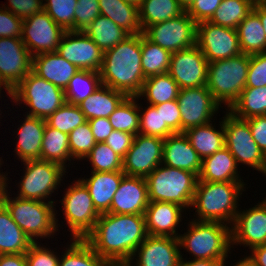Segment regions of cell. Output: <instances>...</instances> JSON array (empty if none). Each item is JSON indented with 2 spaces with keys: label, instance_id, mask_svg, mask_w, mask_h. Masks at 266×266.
Returning <instances> with one entry per match:
<instances>
[{
  "label": "cell",
  "instance_id": "obj_1",
  "mask_svg": "<svg viewBox=\"0 0 266 266\" xmlns=\"http://www.w3.org/2000/svg\"><path fill=\"white\" fill-rule=\"evenodd\" d=\"M147 236L144 215L103 213L84 240L111 266H125Z\"/></svg>",
  "mask_w": 266,
  "mask_h": 266
},
{
  "label": "cell",
  "instance_id": "obj_2",
  "mask_svg": "<svg viewBox=\"0 0 266 266\" xmlns=\"http://www.w3.org/2000/svg\"><path fill=\"white\" fill-rule=\"evenodd\" d=\"M141 34L130 35L123 42L104 52L99 71L102 85L136 97L143 86Z\"/></svg>",
  "mask_w": 266,
  "mask_h": 266
},
{
  "label": "cell",
  "instance_id": "obj_3",
  "mask_svg": "<svg viewBox=\"0 0 266 266\" xmlns=\"http://www.w3.org/2000/svg\"><path fill=\"white\" fill-rule=\"evenodd\" d=\"M8 173L11 172H7V170L3 172L0 202L7 208L14 222L32 242H39L40 239L43 242V239L47 241V239L54 238L55 235L59 234L60 228L63 226L58 223L57 203L23 199L17 196L12 197V190H10L11 187L9 186L12 178H10Z\"/></svg>",
  "mask_w": 266,
  "mask_h": 266
},
{
  "label": "cell",
  "instance_id": "obj_4",
  "mask_svg": "<svg viewBox=\"0 0 266 266\" xmlns=\"http://www.w3.org/2000/svg\"><path fill=\"white\" fill-rule=\"evenodd\" d=\"M245 182L197 181L193 203V219L220 222L231 226L240 206V198L246 191Z\"/></svg>",
  "mask_w": 266,
  "mask_h": 266
},
{
  "label": "cell",
  "instance_id": "obj_5",
  "mask_svg": "<svg viewBox=\"0 0 266 266\" xmlns=\"http://www.w3.org/2000/svg\"><path fill=\"white\" fill-rule=\"evenodd\" d=\"M187 218L184 233L179 234L180 251L194 260H223L232 254L231 226L220 222L196 221ZM194 257V258H193Z\"/></svg>",
  "mask_w": 266,
  "mask_h": 266
},
{
  "label": "cell",
  "instance_id": "obj_6",
  "mask_svg": "<svg viewBox=\"0 0 266 266\" xmlns=\"http://www.w3.org/2000/svg\"><path fill=\"white\" fill-rule=\"evenodd\" d=\"M249 62L250 55L243 53L208 62L206 87L222 109L229 110L245 88Z\"/></svg>",
  "mask_w": 266,
  "mask_h": 266
},
{
  "label": "cell",
  "instance_id": "obj_7",
  "mask_svg": "<svg viewBox=\"0 0 266 266\" xmlns=\"http://www.w3.org/2000/svg\"><path fill=\"white\" fill-rule=\"evenodd\" d=\"M145 179L150 202H172L191 211L198 181L194 173L160 164Z\"/></svg>",
  "mask_w": 266,
  "mask_h": 266
},
{
  "label": "cell",
  "instance_id": "obj_8",
  "mask_svg": "<svg viewBox=\"0 0 266 266\" xmlns=\"http://www.w3.org/2000/svg\"><path fill=\"white\" fill-rule=\"evenodd\" d=\"M10 99L12 105H25L22 107H25V111L27 109L24 114L44 120L66 102L63 89L40 78L32 71L13 89Z\"/></svg>",
  "mask_w": 266,
  "mask_h": 266
},
{
  "label": "cell",
  "instance_id": "obj_9",
  "mask_svg": "<svg viewBox=\"0 0 266 266\" xmlns=\"http://www.w3.org/2000/svg\"><path fill=\"white\" fill-rule=\"evenodd\" d=\"M21 163L24 165L23 175L20 176L21 180L19 179L18 184L16 183L18 194L15 192L12 194L23 199L59 204L57 199L55 201L51 197L52 194L59 191L60 187H63L62 181H65L67 170L57 163L41 159L27 160Z\"/></svg>",
  "mask_w": 266,
  "mask_h": 266
},
{
  "label": "cell",
  "instance_id": "obj_10",
  "mask_svg": "<svg viewBox=\"0 0 266 266\" xmlns=\"http://www.w3.org/2000/svg\"><path fill=\"white\" fill-rule=\"evenodd\" d=\"M73 181L68 187L63 181L64 195L58 202L62 206L67 231L71 232L70 239H84L93 230L101 214L96 210L86 186L77 178Z\"/></svg>",
  "mask_w": 266,
  "mask_h": 266
},
{
  "label": "cell",
  "instance_id": "obj_11",
  "mask_svg": "<svg viewBox=\"0 0 266 266\" xmlns=\"http://www.w3.org/2000/svg\"><path fill=\"white\" fill-rule=\"evenodd\" d=\"M223 128L225 147L236 159L237 165H246L263 173L266 166V155L254 141L246 120L235 117L228 110L223 111Z\"/></svg>",
  "mask_w": 266,
  "mask_h": 266
},
{
  "label": "cell",
  "instance_id": "obj_12",
  "mask_svg": "<svg viewBox=\"0 0 266 266\" xmlns=\"http://www.w3.org/2000/svg\"><path fill=\"white\" fill-rule=\"evenodd\" d=\"M143 35L174 53L196 45L197 23L185 11L176 18L148 26Z\"/></svg>",
  "mask_w": 266,
  "mask_h": 266
},
{
  "label": "cell",
  "instance_id": "obj_13",
  "mask_svg": "<svg viewBox=\"0 0 266 266\" xmlns=\"http://www.w3.org/2000/svg\"><path fill=\"white\" fill-rule=\"evenodd\" d=\"M177 101L181 112V133L217 121L215 118L222 108L206 86L180 89Z\"/></svg>",
  "mask_w": 266,
  "mask_h": 266
},
{
  "label": "cell",
  "instance_id": "obj_14",
  "mask_svg": "<svg viewBox=\"0 0 266 266\" xmlns=\"http://www.w3.org/2000/svg\"><path fill=\"white\" fill-rule=\"evenodd\" d=\"M196 45L208 62L228 59L242 53L236 29L209 21L197 23Z\"/></svg>",
  "mask_w": 266,
  "mask_h": 266
},
{
  "label": "cell",
  "instance_id": "obj_15",
  "mask_svg": "<svg viewBox=\"0 0 266 266\" xmlns=\"http://www.w3.org/2000/svg\"><path fill=\"white\" fill-rule=\"evenodd\" d=\"M164 139L137 134L131 148L122 161V171L126 176L146 178L161 163Z\"/></svg>",
  "mask_w": 266,
  "mask_h": 266
},
{
  "label": "cell",
  "instance_id": "obj_16",
  "mask_svg": "<svg viewBox=\"0 0 266 266\" xmlns=\"http://www.w3.org/2000/svg\"><path fill=\"white\" fill-rule=\"evenodd\" d=\"M66 31L43 10L23 20L22 41L32 56L56 52Z\"/></svg>",
  "mask_w": 266,
  "mask_h": 266
},
{
  "label": "cell",
  "instance_id": "obj_17",
  "mask_svg": "<svg viewBox=\"0 0 266 266\" xmlns=\"http://www.w3.org/2000/svg\"><path fill=\"white\" fill-rule=\"evenodd\" d=\"M231 235L233 250L238 245L251 250L266 244V202L261 200L248 209L239 208L231 225Z\"/></svg>",
  "mask_w": 266,
  "mask_h": 266
},
{
  "label": "cell",
  "instance_id": "obj_18",
  "mask_svg": "<svg viewBox=\"0 0 266 266\" xmlns=\"http://www.w3.org/2000/svg\"><path fill=\"white\" fill-rule=\"evenodd\" d=\"M32 58L21 38H0V80L11 92L32 71Z\"/></svg>",
  "mask_w": 266,
  "mask_h": 266
},
{
  "label": "cell",
  "instance_id": "obj_19",
  "mask_svg": "<svg viewBox=\"0 0 266 266\" xmlns=\"http://www.w3.org/2000/svg\"><path fill=\"white\" fill-rule=\"evenodd\" d=\"M179 88L206 86L208 61L197 45L174 52L167 72Z\"/></svg>",
  "mask_w": 266,
  "mask_h": 266
},
{
  "label": "cell",
  "instance_id": "obj_20",
  "mask_svg": "<svg viewBox=\"0 0 266 266\" xmlns=\"http://www.w3.org/2000/svg\"><path fill=\"white\" fill-rule=\"evenodd\" d=\"M79 70L99 72L104 52L84 31H66L56 51Z\"/></svg>",
  "mask_w": 266,
  "mask_h": 266
},
{
  "label": "cell",
  "instance_id": "obj_21",
  "mask_svg": "<svg viewBox=\"0 0 266 266\" xmlns=\"http://www.w3.org/2000/svg\"><path fill=\"white\" fill-rule=\"evenodd\" d=\"M180 259L178 238L148 235L125 266H178Z\"/></svg>",
  "mask_w": 266,
  "mask_h": 266
},
{
  "label": "cell",
  "instance_id": "obj_22",
  "mask_svg": "<svg viewBox=\"0 0 266 266\" xmlns=\"http://www.w3.org/2000/svg\"><path fill=\"white\" fill-rule=\"evenodd\" d=\"M186 209L172 202H149L144 213L146 230L151 236L178 238ZM179 227V230H178ZM179 232V233H178Z\"/></svg>",
  "mask_w": 266,
  "mask_h": 266
},
{
  "label": "cell",
  "instance_id": "obj_23",
  "mask_svg": "<svg viewBox=\"0 0 266 266\" xmlns=\"http://www.w3.org/2000/svg\"><path fill=\"white\" fill-rule=\"evenodd\" d=\"M149 202L146 179L125 175L107 213L144 215Z\"/></svg>",
  "mask_w": 266,
  "mask_h": 266
},
{
  "label": "cell",
  "instance_id": "obj_24",
  "mask_svg": "<svg viewBox=\"0 0 266 266\" xmlns=\"http://www.w3.org/2000/svg\"><path fill=\"white\" fill-rule=\"evenodd\" d=\"M23 120H19L17 130L12 131L15 136L14 153L21 162L27 160L41 159V147L44 137L46 120L24 115Z\"/></svg>",
  "mask_w": 266,
  "mask_h": 266
},
{
  "label": "cell",
  "instance_id": "obj_25",
  "mask_svg": "<svg viewBox=\"0 0 266 266\" xmlns=\"http://www.w3.org/2000/svg\"><path fill=\"white\" fill-rule=\"evenodd\" d=\"M161 164L192 172L198 177L202 159L184 133H175L164 139Z\"/></svg>",
  "mask_w": 266,
  "mask_h": 266
},
{
  "label": "cell",
  "instance_id": "obj_26",
  "mask_svg": "<svg viewBox=\"0 0 266 266\" xmlns=\"http://www.w3.org/2000/svg\"><path fill=\"white\" fill-rule=\"evenodd\" d=\"M79 69L57 52H45L32 58V72L65 90Z\"/></svg>",
  "mask_w": 266,
  "mask_h": 266
},
{
  "label": "cell",
  "instance_id": "obj_27",
  "mask_svg": "<svg viewBox=\"0 0 266 266\" xmlns=\"http://www.w3.org/2000/svg\"><path fill=\"white\" fill-rule=\"evenodd\" d=\"M123 172H96L91 171L90 176L78 179L86 186L93 200L96 210L100 213H107L110 210L113 196L118 190ZM88 177V178H87Z\"/></svg>",
  "mask_w": 266,
  "mask_h": 266
},
{
  "label": "cell",
  "instance_id": "obj_28",
  "mask_svg": "<svg viewBox=\"0 0 266 266\" xmlns=\"http://www.w3.org/2000/svg\"><path fill=\"white\" fill-rule=\"evenodd\" d=\"M236 159L224 146L216 153L202 160L201 172L198 181L208 182H244L243 176L238 171ZM242 176V177H241Z\"/></svg>",
  "mask_w": 266,
  "mask_h": 266
},
{
  "label": "cell",
  "instance_id": "obj_29",
  "mask_svg": "<svg viewBox=\"0 0 266 266\" xmlns=\"http://www.w3.org/2000/svg\"><path fill=\"white\" fill-rule=\"evenodd\" d=\"M219 120V126L215 125L216 123L213 124L214 121H211L205 125L189 128L184 132L202 160L225 146L222 117Z\"/></svg>",
  "mask_w": 266,
  "mask_h": 266
},
{
  "label": "cell",
  "instance_id": "obj_30",
  "mask_svg": "<svg viewBox=\"0 0 266 266\" xmlns=\"http://www.w3.org/2000/svg\"><path fill=\"white\" fill-rule=\"evenodd\" d=\"M126 97L123 92L101 85L98 90L78 106L86 120L108 118Z\"/></svg>",
  "mask_w": 266,
  "mask_h": 266
},
{
  "label": "cell",
  "instance_id": "obj_31",
  "mask_svg": "<svg viewBox=\"0 0 266 266\" xmlns=\"http://www.w3.org/2000/svg\"><path fill=\"white\" fill-rule=\"evenodd\" d=\"M32 243L0 202V255L25 254Z\"/></svg>",
  "mask_w": 266,
  "mask_h": 266
},
{
  "label": "cell",
  "instance_id": "obj_32",
  "mask_svg": "<svg viewBox=\"0 0 266 266\" xmlns=\"http://www.w3.org/2000/svg\"><path fill=\"white\" fill-rule=\"evenodd\" d=\"M41 160L57 163L66 170L70 168L69 166L75 168L76 162L71 158L69 148V134L52 128L46 123L41 147Z\"/></svg>",
  "mask_w": 266,
  "mask_h": 266
},
{
  "label": "cell",
  "instance_id": "obj_33",
  "mask_svg": "<svg viewBox=\"0 0 266 266\" xmlns=\"http://www.w3.org/2000/svg\"><path fill=\"white\" fill-rule=\"evenodd\" d=\"M100 14L111 19L130 35L141 34L139 8L123 0H99Z\"/></svg>",
  "mask_w": 266,
  "mask_h": 266
},
{
  "label": "cell",
  "instance_id": "obj_34",
  "mask_svg": "<svg viewBox=\"0 0 266 266\" xmlns=\"http://www.w3.org/2000/svg\"><path fill=\"white\" fill-rule=\"evenodd\" d=\"M179 91L178 84L168 73H164L147 77L140 93L136 97L139 100H144L146 104L154 106L177 100Z\"/></svg>",
  "mask_w": 266,
  "mask_h": 266
},
{
  "label": "cell",
  "instance_id": "obj_35",
  "mask_svg": "<svg viewBox=\"0 0 266 266\" xmlns=\"http://www.w3.org/2000/svg\"><path fill=\"white\" fill-rule=\"evenodd\" d=\"M239 46L243 54L266 52V36L259 16L252 10L238 25Z\"/></svg>",
  "mask_w": 266,
  "mask_h": 266
},
{
  "label": "cell",
  "instance_id": "obj_36",
  "mask_svg": "<svg viewBox=\"0 0 266 266\" xmlns=\"http://www.w3.org/2000/svg\"><path fill=\"white\" fill-rule=\"evenodd\" d=\"M184 12L177 0H142L139 7L142 32L150 25L176 18Z\"/></svg>",
  "mask_w": 266,
  "mask_h": 266
},
{
  "label": "cell",
  "instance_id": "obj_37",
  "mask_svg": "<svg viewBox=\"0 0 266 266\" xmlns=\"http://www.w3.org/2000/svg\"><path fill=\"white\" fill-rule=\"evenodd\" d=\"M84 32L103 52L112 49L130 36L122 27L101 14L91 22Z\"/></svg>",
  "mask_w": 266,
  "mask_h": 266
},
{
  "label": "cell",
  "instance_id": "obj_38",
  "mask_svg": "<svg viewBox=\"0 0 266 266\" xmlns=\"http://www.w3.org/2000/svg\"><path fill=\"white\" fill-rule=\"evenodd\" d=\"M60 255L59 266H111L84 239H70Z\"/></svg>",
  "mask_w": 266,
  "mask_h": 266
},
{
  "label": "cell",
  "instance_id": "obj_39",
  "mask_svg": "<svg viewBox=\"0 0 266 266\" xmlns=\"http://www.w3.org/2000/svg\"><path fill=\"white\" fill-rule=\"evenodd\" d=\"M235 117L249 119L266 115V86L245 87L237 101L228 110Z\"/></svg>",
  "mask_w": 266,
  "mask_h": 266
},
{
  "label": "cell",
  "instance_id": "obj_40",
  "mask_svg": "<svg viewBox=\"0 0 266 266\" xmlns=\"http://www.w3.org/2000/svg\"><path fill=\"white\" fill-rule=\"evenodd\" d=\"M142 71L145 78L168 72L172 53L149 41L141 33Z\"/></svg>",
  "mask_w": 266,
  "mask_h": 266
},
{
  "label": "cell",
  "instance_id": "obj_41",
  "mask_svg": "<svg viewBox=\"0 0 266 266\" xmlns=\"http://www.w3.org/2000/svg\"><path fill=\"white\" fill-rule=\"evenodd\" d=\"M101 85L99 72L79 70L64 90L66 102L78 105L98 90Z\"/></svg>",
  "mask_w": 266,
  "mask_h": 266
},
{
  "label": "cell",
  "instance_id": "obj_42",
  "mask_svg": "<svg viewBox=\"0 0 266 266\" xmlns=\"http://www.w3.org/2000/svg\"><path fill=\"white\" fill-rule=\"evenodd\" d=\"M253 6L251 0H222L208 21L215 25L237 29L252 11Z\"/></svg>",
  "mask_w": 266,
  "mask_h": 266
},
{
  "label": "cell",
  "instance_id": "obj_43",
  "mask_svg": "<svg viewBox=\"0 0 266 266\" xmlns=\"http://www.w3.org/2000/svg\"><path fill=\"white\" fill-rule=\"evenodd\" d=\"M139 102L138 97H126L121 102L108 117L114 130L125 131L134 136L139 134Z\"/></svg>",
  "mask_w": 266,
  "mask_h": 266
},
{
  "label": "cell",
  "instance_id": "obj_44",
  "mask_svg": "<svg viewBox=\"0 0 266 266\" xmlns=\"http://www.w3.org/2000/svg\"><path fill=\"white\" fill-rule=\"evenodd\" d=\"M88 162L96 172H123V159L118 156L107 144L96 143L94 148L86 156L84 161Z\"/></svg>",
  "mask_w": 266,
  "mask_h": 266
},
{
  "label": "cell",
  "instance_id": "obj_45",
  "mask_svg": "<svg viewBox=\"0 0 266 266\" xmlns=\"http://www.w3.org/2000/svg\"><path fill=\"white\" fill-rule=\"evenodd\" d=\"M86 121L78 105L65 102L46 120V123L52 128L69 134Z\"/></svg>",
  "mask_w": 266,
  "mask_h": 266
},
{
  "label": "cell",
  "instance_id": "obj_46",
  "mask_svg": "<svg viewBox=\"0 0 266 266\" xmlns=\"http://www.w3.org/2000/svg\"><path fill=\"white\" fill-rule=\"evenodd\" d=\"M96 140L88 120L69 133V148L71 158L76 162L84 160L94 148Z\"/></svg>",
  "mask_w": 266,
  "mask_h": 266
},
{
  "label": "cell",
  "instance_id": "obj_47",
  "mask_svg": "<svg viewBox=\"0 0 266 266\" xmlns=\"http://www.w3.org/2000/svg\"><path fill=\"white\" fill-rule=\"evenodd\" d=\"M43 10L65 31H74L77 0H43Z\"/></svg>",
  "mask_w": 266,
  "mask_h": 266
},
{
  "label": "cell",
  "instance_id": "obj_48",
  "mask_svg": "<svg viewBox=\"0 0 266 266\" xmlns=\"http://www.w3.org/2000/svg\"><path fill=\"white\" fill-rule=\"evenodd\" d=\"M162 117V139L175 133H181V112L177 100L154 105Z\"/></svg>",
  "mask_w": 266,
  "mask_h": 266
},
{
  "label": "cell",
  "instance_id": "obj_49",
  "mask_svg": "<svg viewBox=\"0 0 266 266\" xmlns=\"http://www.w3.org/2000/svg\"><path fill=\"white\" fill-rule=\"evenodd\" d=\"M54 249L42 242H33L25 253L27 266H59L60 255Z\"/></svg>",
  "mask_w": 266,
  "mask_h": 266
},
{
  "label": "cell",
  "instance_id": "obj_50",
  "mask_svg": "<svg viewBox=\"0 0 266 266\" xmlns=\"http://www.w3.org/2000/svg\"><path fill=\"white\" fill-rule=\"evenodd\" d=\"M139 103L140 129L139 134L159 137L162 139V117L153 105Z\"/></svg>",
  "mask_w": 266,
  "mask_h": 266
},
{
  "label": "cell",
  "instance_id": "obj_51",
  "mask_svg": "<svg viewBox=\"0 0 266 266\" xmlns=\"http://www.w3.org/2000/svg\"><path fill=\"white\" fill-rule=\"evenodd\" d=\"M99 15V0H77L74 13V31H85Z\"/></svg>",
  "mask_w": 266,
  "mask_h": 266
},
{
  "label": "cell",
  "instance_id": "obj_52",
  "mask_svg": "<svg viewBox=\"0 0 266 266\" xmlns=\"http://www.w3.org/2000/svg\"><path fill=\"white\" fill-rule=\"evenodd\" d=\"M266 86V52L250 55L245 87Z\"/></svg>",
  "mask_w": 266,
  "mask_h": 266
},
{
  "label": "cell",
  "instance_id": "obj_53",
  "mask_svg": "<svg viewBox=\"0 0 266 266\" xmlns=\"http://www.w3.org/2000/svg\"><path fill=\"white\" fill-rule=\"evenodd\" d=\"M6 4L1 3V7L9 10L22 20L40 13L44 8L43 0H8Z\"/></svg>",
  "mask_w": 266,
  "mask_h": 266
},
{
  "label": "cell",
  "instance_id": "obj_54",
  "mask_svg": "<svg viewBox=\"0 0 266 266\" xmlns=\"http://www.w3.org/2000/svg\"><path fill=\"white\" fill-rule=\"evenodd\" d=\"M23 30V20L18 18L9 10L0 7V38L14 37L21 38Z\"/></svg>",
  "mask_w": 266,
  "mask_h": 266
},
{
  "label": "cell",
  "instance_id": "obj_55",
  "mask_svg": "<svg viewBox=\"0 0 266 266\" xmlns=\"http://www.w3.org/2000/svg\"><path fill=\"white\" fill-rule=\"evenodd\" d=\"M221 2L222 0H193L186 12L196 23L208 21Z\"/></svg>",
  "mask_w": 266,
  "mask_h": 266
},
{
  "label": "cell",
  "instance_id": "obj_56",
  "mask_svg": "<svg viewBox=\"0 0 266 266\" xmlns=\"http://www.w3.org/2000/svg\"><path fill=\"white\" fill-rule=\"evenodd\" d=\"M134 135L125 131L113 130L104 142L122 159L131 148Z\"/></svg>",
  "mask_w": 266,
  "mask_h": 266
},
{
  "label": "cell",
  "instance_id": "obj_57",
  "mask_svg": "<svg viewBox=\"0 0 266 266\" xmlns=\"http://www.w3.org/2000/svg\"><path fill=\"white\" fill-rule=\"evenodd\" d=\"M254 141L266 155V115L246 119Z\"/></svg>",
  "mask_w": 266,
  "mask_h": 266
},
{
  "label": "cell",
  "instance_id": "obj_58",
  "mask_svg": "<svg viewBox=\"0 0 266 266\" xmlns=\"http://www.w3.org/2000/svg\"><path fill=\"white\" fill-rule=\"evenodd\" d=\"M93 136L97 143H103L114 130L108 118H94L88 120Z\"/></svg>",
  "mask_w": 266,
  "mask_h": 266
},
{
  "label": "cell",
  "instance_id": "obj_59",
  "mask_svg": "<svg viewBox=\"0 0 266 266\" xmlns=\"http://www.w3.org/2000/svg\"><path fill=\"white\" fill-rule=\"evenodd\" d=\"M249 252L247 256L251 259L253 266H266V244L254 247Z\"/></svg>",
  "mask_w": 266,
  "mask_h": 266
},
{
  "label": "cell",
  "instance_id": "obj_60",
  "mask_svg": "<svg viewBox=\"0 0 266 266\" xmlns=\"http://www.w3.org/2000/svg\"><path fill=\"white\" fill-rule=\"evenodd\" d=\"M0 266H27L25 254L0 255Z\"/></svg>",
  "mask_w": 266,
  "mask_h": 266
},
{
  "label": "cell",
  "instance_id": "obj_61",
  "mask_svg": "<svg viewBox=\"0 0 266 266\" xmlns=\"http://www.w3.org/2000/svg\"><path fill=\"white\" fill-rule=\"evenodd\" d=\"M182 251H180L181 259L178 266H221L222 260H194L187 259V256H183ZM187 259V260H186Z\"/></svg>",
  "mask_w": 266,
  "mask_h": 266
},
{
  "label": "cell",
  "instance_id": "obj_62",
  "mask_svg": "<svg viewBox=\"0 0 266 266\" xmlns=\"http://www.w3.org/2000/svg\"><path fill=\"white\" fill-rule=\"evenodd\" d=\"M244 257L240 258L237 260L235 263H231L230 265L232 266H253V263L251 259L247 256V253L244 252ZM231 254L229 256H226L222 261H221V266H226L229 261H227L230 258ZM229 257V258H228ZM229 266V265H227Z\"/></svg>",
  "mask_w": 266,
  "mask_h": 266
},
{
  "label": "cell",
  "instance_id": "obj_63",
  "mask_svg": "<svg viewBox=\"0 0 266 266\" xmlns=\"http://www.w3.org/2000/svg\"><path fill=\"white\" fill-rule=\"evenodd\" d=\"M252 10L259 16L266 36V4L254 5Z\"/></svg>",
  "mask_w": 266,
  "mask_h": 266
},
{
  "label": "cell",
  "instance_id": "obj_64",
  "mask_svg": "<svg viewBox=\"0 0 266 266\" xmlns=\"http://www.w3.org/2000/svg\"><path fill=\"white\" fill-rule=\"evenodd\" d=\"M2 90H5L6 92V96L10 99L11 98V91L1 82L0 80V98L2 99L1 96L5 97L4 94L1 95V93L3 92Z\"/></svg>",
  "mask_w": 266,
  "mask_h": 266
},
{
  "label": "cell",
  "instance_id": "obj_65",
  "mask_svg": "<svg viewBox=\"0 0 266 266\" xmlns=\"http://www.w3.org/2000/svg\"><path fill=\"white\" fill-rule=\"evenodd\" d=\"M179 4L184 8L186 11L190 5L193 3V0H177Z\"/></svg>",
  "mask_w": 266,
  "mask_h": 266
},
{
  "label": "cell",
  "instance_id": "obj_66",
  "mask_svg": "<svg viewBox=\"0 0 266 266\" xmlns=\"http://www.w3.org/2000/svg\"><path fill=\"white\" fill-rule=\"evenodd\" d=\"M4 164V160L2 157H0V188L1 186L3 185V170L2 169V166ZM2 171V172H1Z\"/></svg>",
  "mask_w": 266,
  "mask_h": 266
},
{
  "label": "cell",
  "instance_id": "obj_67",
  "mask_svg": "<svg viewBox=\"0 0 266 266\" xmlns=\"http://www.w3.org/2000/svg\"><path fill=\"white\" fill-rule=\"evenodd\" d=\"M123 1H125V2H127L129 4H132V5H134V6L138 7V8L140 7L141 2H142V0H123Z\"/></svg>",
  "mask_w": 266,
  "mask_h": 266
},
{
  "label": "cell",
  "instance_id": "obj_68",
  "mask_svg": "<svg viewBox=\"0 0 266 266\" xmlns=\"http://www.w3.org/2000/svg\"><path fill=\"white\" fill-rule=\"evenodd\" d=\"M254 5L266 4V0H251Z\"/></svg>",
  "mask_w": 266,
  "mask_h": 266
},
{
  "label": "cell",
  "instance_id": "obj_69",
  "mask_svg": "<svg viewBox=\"0 0 266 266\" xmlns=\"http://www.w3.org/2000/svg\"><path fill=\"white\" fill-rule=\"evenodd\" d=\"M2 110H0V120L2 119V117H1V115H2ZM0 123H1V121H0Z\"/></svg>",
  "mask_w": 266,
  "mask_h": 266
},
{
  "label": "cell",
  "instance_id": "obj_70",
  "mask_svg": "<svg viewBox=\"0 0 266 266\" xmlns=\"http://www.w3.org/2000/svg\"><path fill=\"white\" fill-rule=\"evenodd\" d=\"M262 174H263V175H266V166H265V169H264V171H263Z\"/></svg>",
  "mask_w": 266,
  "mask_h": 266
},
{
  "label": "cell",
  "instance_id": "obj_71",
  "mask_svg": "<svg viewBox=\"0 0 266 266\" xmlns=\"http://www.w3.org/2000/svg\"><path fill=\"white\" fill-rule=\"evenodd\" d=\"M262 176H265L266 177V175H262ZM266 196V195H265ZM265 202H266V197H264V198H262Z\"/></svg>",
  "mask_w": 266,
  "mask_h": 266
}]
</instances>
